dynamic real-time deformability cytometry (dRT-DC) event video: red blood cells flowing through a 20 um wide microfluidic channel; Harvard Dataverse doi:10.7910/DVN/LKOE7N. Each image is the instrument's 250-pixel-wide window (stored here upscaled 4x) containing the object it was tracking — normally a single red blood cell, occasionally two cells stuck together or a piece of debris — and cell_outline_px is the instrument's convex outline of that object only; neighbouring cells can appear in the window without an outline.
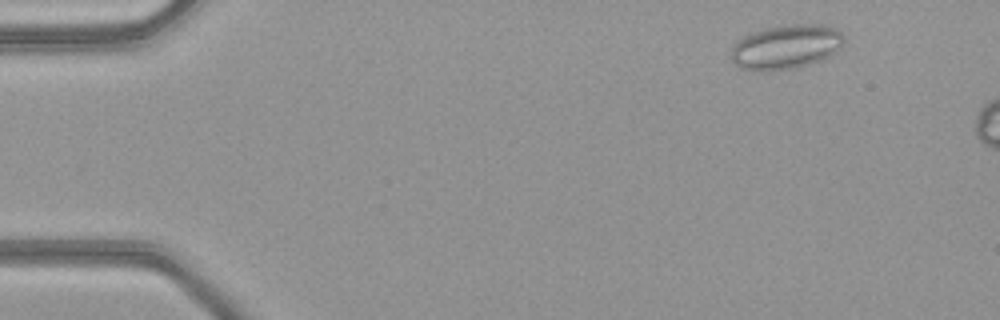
{"species": "common noctule bat (a hibernating species)", "species_latin": "Nyctalus noctula", "temperature_condition": "warm", "stored_images_in_passage": 7, "camera_frame_rate_fps": 3000, "um_per_image_px": 0.085, "animal": {"sex": "female", "body_mass_g": 21.9}, "frame": {"image": 1, "passage_image": 2, "time_ms": 0.333, "image_size_px": [1000, 320], "cell_outline_px": [[844, 40], [840, 48], [832, 56], [808, 64], [792, 68], [768, 72], [760, 72], [740, 68], [728, 56], [732, 44], [736, 40], [744, 36], [764, 28], [792, 24], [824, 24], [836, 28], [844, 36]], "centroid_in_image_um": [66.78, 3.99], "position_along_channel_um": 18.2, "area_um2": 29.71}}